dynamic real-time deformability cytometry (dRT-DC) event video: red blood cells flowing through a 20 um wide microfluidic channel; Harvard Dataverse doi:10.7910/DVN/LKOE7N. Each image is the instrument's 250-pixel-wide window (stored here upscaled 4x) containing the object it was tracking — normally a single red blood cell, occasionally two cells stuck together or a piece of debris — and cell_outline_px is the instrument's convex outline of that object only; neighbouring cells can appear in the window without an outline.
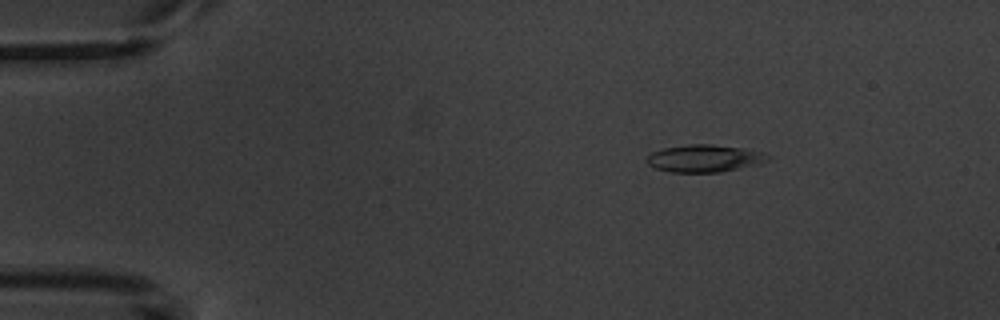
{"species": "common noctule bat (a hibernating species)", "species_latin": "Nyctalus noctula", "temperature_condition": "warm", "stored_images_in_passage": 4, "camera_frame_rate_fps": 3000, "um_per_image_px": 0.085, "animal": {"sex": "male", "body_mass_g": 20.1, "forearm_length_mm": 53.5}, "frame": {"image": 1, "passage_image": 1, "time_ms": 0.0, "image_size_px": [1000, 320], "cell_outline_px": [[772, 156], [768, 160], [760, 164], [720, 172], [672, 172], [656, 168], [648, 164], [648, 156], [652, 152], [664, 148], [688, 144], [712, 144], [744, 148], [764, 152]], "centroid_in_image_um": [59.94, 13.45], "position_along_channel_um": 25.1, "area_um2": 19.31}}
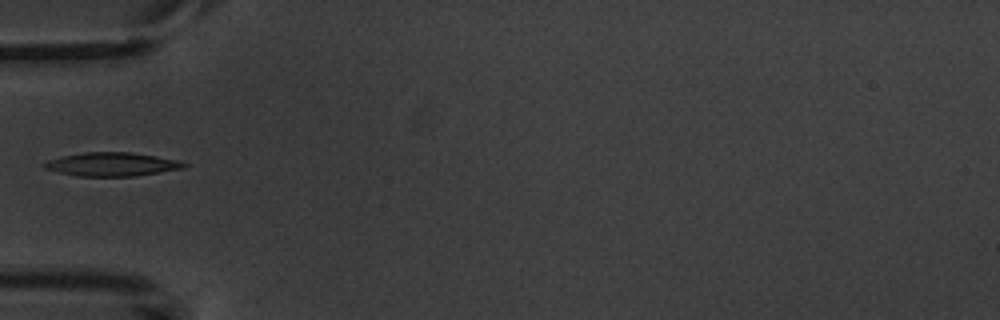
{"frame": {"image": 2, "passage_image": 4, "time_ms": 3.333, "image_size_px": [1000, 320], "cell_outline_px": [[188, 164], [184, 168], [136, 176], [80, 176], [60, 172], [44, 168], [44, 164], [48, 160], [64, 156], [84, 152], [132, 152], [156, 156], [176, 160]], "centroid_in_image_um": [9.54, 13.96], "position_along_channel_um": 75.5, "area_um2": 18.96}}